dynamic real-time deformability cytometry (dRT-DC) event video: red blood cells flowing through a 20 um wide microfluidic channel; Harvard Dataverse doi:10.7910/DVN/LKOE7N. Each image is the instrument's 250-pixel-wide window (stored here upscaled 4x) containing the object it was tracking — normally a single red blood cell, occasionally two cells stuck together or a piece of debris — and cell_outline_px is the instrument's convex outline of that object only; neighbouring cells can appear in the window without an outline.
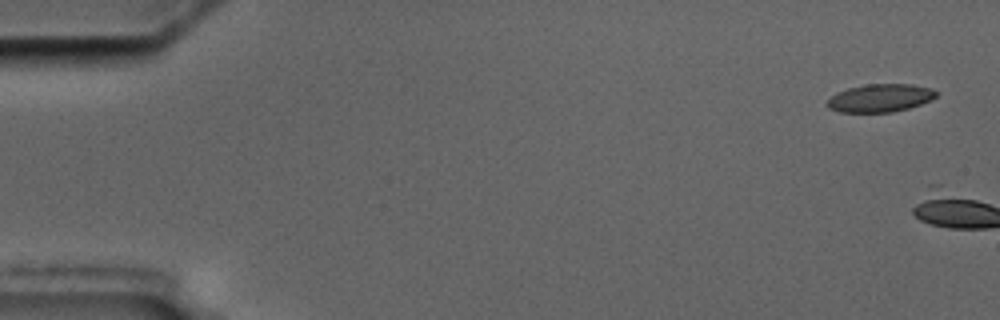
{"species": "common noctule bat (a hibernating species)", "species_latin": "Nyctalus noctula", "temperature_condition": "cold", "stored_images_in_passage": 2, "camera_frame_rate_fps": 3000, "um_per_image_px": 0.085, "animal": {"sex": "male", "body_mass_g": 17.5, "forearm_length_mm": 52.3}, "frame": {"image": 1, "passage_image": 1, "time_ms": 0.0, "image_size_px": [1000, 320], "cell_outline_px": [[936, 96], [920, 104], [908, 108], [892, 112], [840, 112], [828, 108], [824, 104], [836, 92], [848, 88], [868, 84], [912, 84], [932, 88], [936, 92]], "centroid_in_image_um": [74.77, 8.33], "position_along_channel_um": 10.2, "area_um2": 17.69}}